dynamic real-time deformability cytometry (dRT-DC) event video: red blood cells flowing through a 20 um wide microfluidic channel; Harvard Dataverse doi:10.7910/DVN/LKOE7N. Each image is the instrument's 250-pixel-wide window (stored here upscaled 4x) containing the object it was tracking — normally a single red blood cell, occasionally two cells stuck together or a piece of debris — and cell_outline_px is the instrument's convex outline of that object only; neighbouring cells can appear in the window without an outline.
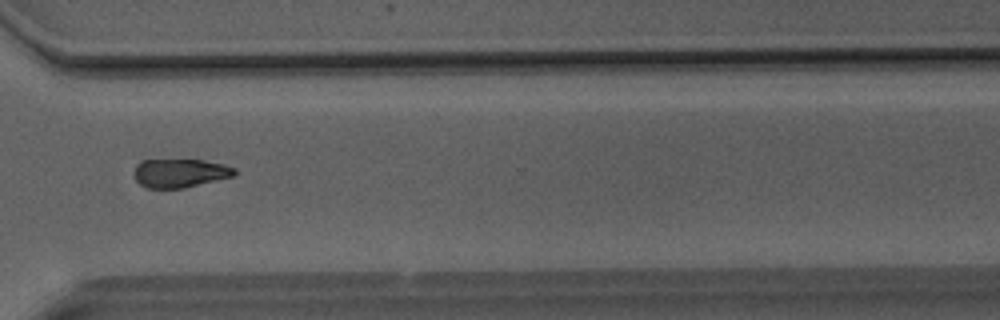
{"species": "Egyptian fruit bat (a non-hibernating species)", "species_latin": "Rousettus aegyptiacus", "temperature_condition": "room temperature", "stored_images_in_passage": 38, "camera_frame_rate_fps": 3000, "um_per_image_px": 0.085, "animal": {"sex": "male"}, "frame": {"image": 1, "passage_image": 38, "time_ms": 12.333, "image_size_px": [1000, 320], "cell_outline_px": [[236, 176], [184, 188], [144, 188], [136, 180], [136, 164], [140, 160], [204, 160], [224, 164], [236, 168]], "centroid_in_image_um": [15.35, 14.71], "position_along_channel_um": 355.3, "area_um2": 16.88}}